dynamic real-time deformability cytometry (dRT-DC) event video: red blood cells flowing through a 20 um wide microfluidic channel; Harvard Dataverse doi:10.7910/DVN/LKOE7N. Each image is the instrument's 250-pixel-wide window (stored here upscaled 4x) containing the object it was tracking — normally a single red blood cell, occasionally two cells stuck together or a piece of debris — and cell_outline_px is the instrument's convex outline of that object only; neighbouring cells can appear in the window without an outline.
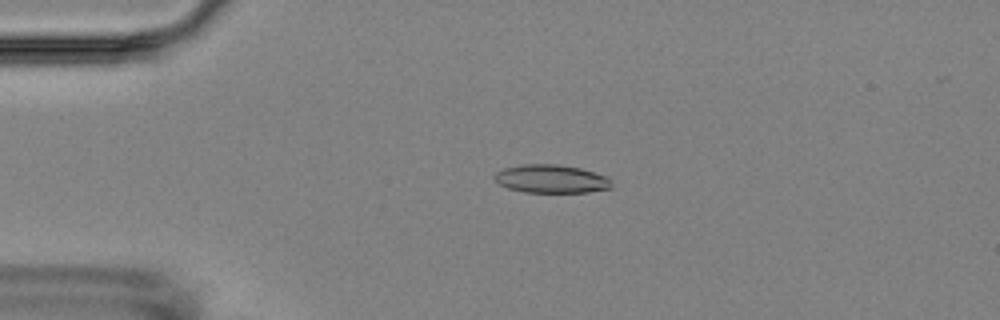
{"species": "Egyptian fruit bat (a non-hibernating species)", "species_latin": "Rousettus aegyptiacus", "temperature_condition": "room temperature", "stored_images_in_passage": 4, "camera_frame_rate_fps": 3000, "um_per_image_px": 0.085, "animal": {"sex": "female"}, "frame": {"image": 1, "passage_image": 3, "time_ms": 2.333, "image_size_px": [1000, 320], "cell_outline_px": [[612, 188], [588, 192], [524, 192], [508, 188], [500, 184], [492, 176], [496, 172], [504, 168], [520, 164], [556, 164], [580, 168], [608, 176], [612, 180]], "centroid_in_image_um": [46.87, 15.2], "position_along_channel_um": 38.1, "area_um2": 19.42}}